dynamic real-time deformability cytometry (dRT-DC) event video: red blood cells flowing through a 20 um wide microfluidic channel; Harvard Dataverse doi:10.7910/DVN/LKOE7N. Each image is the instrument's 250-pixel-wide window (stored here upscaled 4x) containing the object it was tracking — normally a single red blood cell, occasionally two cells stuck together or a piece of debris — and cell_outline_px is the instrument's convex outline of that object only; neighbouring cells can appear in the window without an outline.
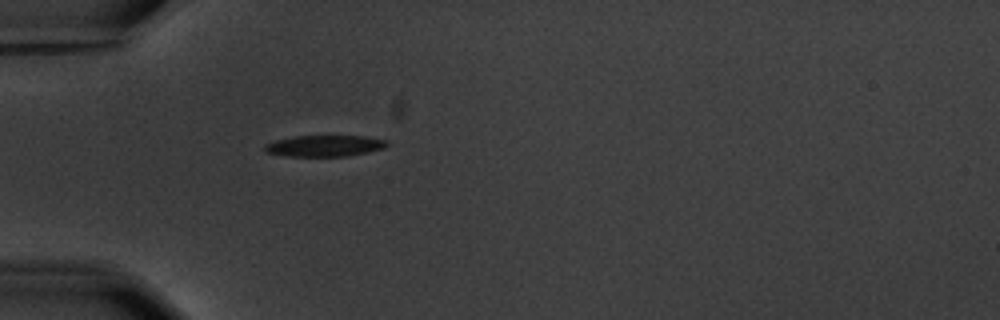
{"species": "common noctule bat (a hibernating species)", "species_latin": "Nyctalus noctula", "temperature_condition": "warm", "stored_images_in_passage": 1, "camera_frame_rate_fps": 3000, "um_per_image_px": 0.085, "animal": {"sex": "male", "body_mass_g": 20.1, "forearm_length_mm": 53.5}, "frame": {"image": 1, "passage_image": 1, "time_ms": 0.0, "image_size_px": [1000, 320], "cell_outline_px": [[388, 144], [384, 148], [368, 152], [348, 156], [288, 156], [268, 152], [264, 148], [264, 144], [276, 140], [296, 136], [364, 136], [384, 140]], "centroid_in_image_um": [27.59, 12.4], "position_along_channel_um": 57.4, "area_um2": 14.91}}